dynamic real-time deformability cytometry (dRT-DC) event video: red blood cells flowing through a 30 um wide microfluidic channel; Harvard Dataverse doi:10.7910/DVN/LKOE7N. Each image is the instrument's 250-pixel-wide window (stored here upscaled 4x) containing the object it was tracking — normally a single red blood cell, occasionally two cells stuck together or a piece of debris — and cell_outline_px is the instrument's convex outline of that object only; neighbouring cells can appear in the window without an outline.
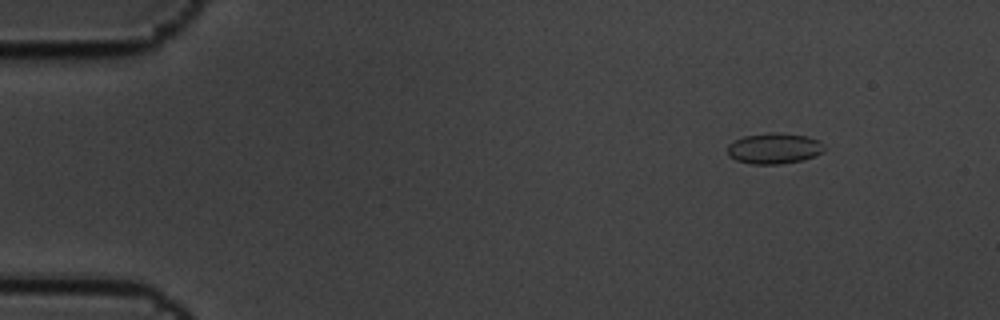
{"species": "common noctule bat (a hibernating species)", "species_latin": "Nyctalus noctula", "temperature_condition": "cold", "stored_images_in_passage": 5, "camera_frame_rate_fps": 3000, "um_per_image_px": 0.085, "animal": {"sex": "male", "body_mass_g": 19.5, "forearm_length_mm": 54.6}, "frame": {"image": 1, "passage_image": 2, "time_ms": 0.333, "image_size_px": [1000, 320], "cell_outline_px": [[824, 152], [816, 156], [800, 160], [780, 164], [752, 164], [736, 160], [728, 156], [728, 144], [744, 136], [772, 132], [784, 132], [808, 136], [820, 140], [824, 148]], "centroid_in_image_um": [65.83, 12.6], "position_along_channel_um": 19.2, "area_um2": 17.51}}
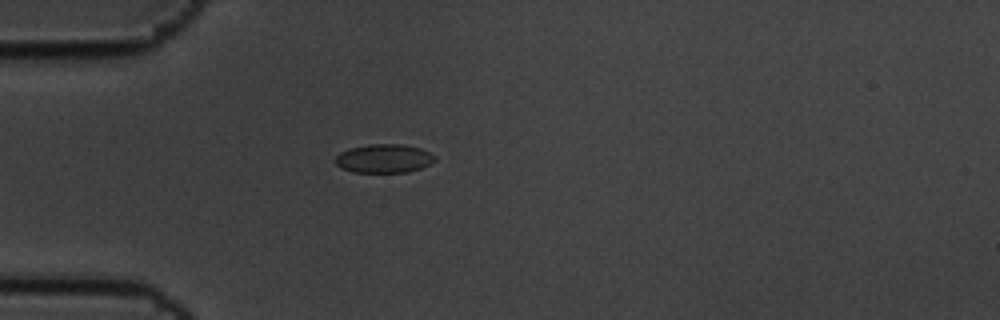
{"frame": {"image": 2, "passage_image": 5, "time_ms": 1.333, "image_size_px": [1000, 320], "cell_outline_px": [[436, 160], [420, 168], [408, 172], [352, 172], [340, 168], [336, 164], [336, 156], [340, 152], [352, 148], [368, 144], [400, 144], [420, 148], [436, 156]], "centroid_in_image_um": [32.63, 13.47], "position_along_channel_um": 52.4, "area_um2": 16.53}}